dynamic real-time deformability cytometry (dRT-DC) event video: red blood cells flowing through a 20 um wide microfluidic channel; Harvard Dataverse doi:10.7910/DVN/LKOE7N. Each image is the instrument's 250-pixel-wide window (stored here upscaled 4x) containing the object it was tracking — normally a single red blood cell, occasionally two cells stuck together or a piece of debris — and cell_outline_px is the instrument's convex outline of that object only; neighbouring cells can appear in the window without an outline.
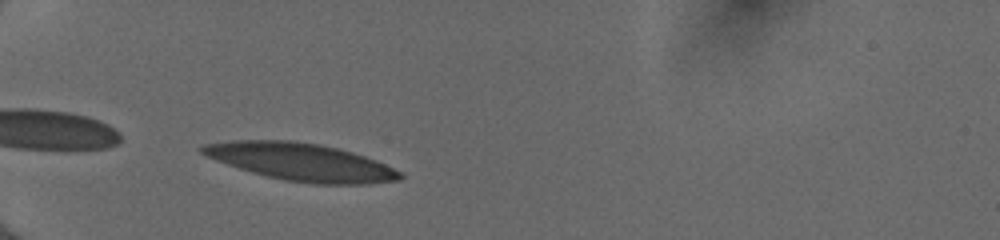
{"species": "human", "species_latin": "Homo sapiens", "temperature_condition": "cold", "stored_images_in_passage": 32, "camera_frame_rate_fps": 3000, "um_per_image_px": 0.085, "donor": {"sex": "female"}, "frame": {"image": 1, "passage_image": 1, "time_ms": 0.0, "image_size_px": [1000, 240], "cell_outline_px": [[404, 176], [400, 180], [372, 184], [312, 184], [284, 180], [252, 172], [216, 160], [200, 152], [196, 148], [204, 144], [232, 140], [288, 140], [316, 144], [336, 148], [352, 152], [376, 160], [400, 172]], "centroid_in_image_um": [25.58, 13.77], "position_along_channel_um": 59.4, "area_um2": 42.95}}
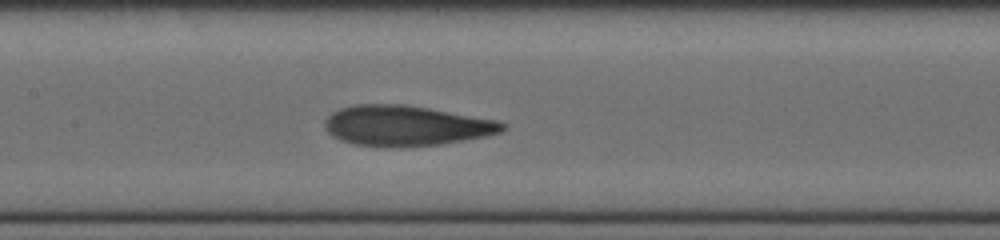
{"frame": {"image": 2, "passage_image": 11, "time_ms": 3.333, "image_size_px": [1000, 240], "cell_outline_px": [[508, 124], [500, 132], [484, 136], [464, 140], [440, 144], [404, 148], [388, 148], [356, 144], [340, 140], [332, 136], [324, 128], [324, 120], [332, 112], [340, 108], [356, 104], [404, 104], [428, 108], [496, 120]], "centroid_in_image_um": [34.46, 10.69], "position_along_channel_um": 172.9, "area_um2": 41.96}}
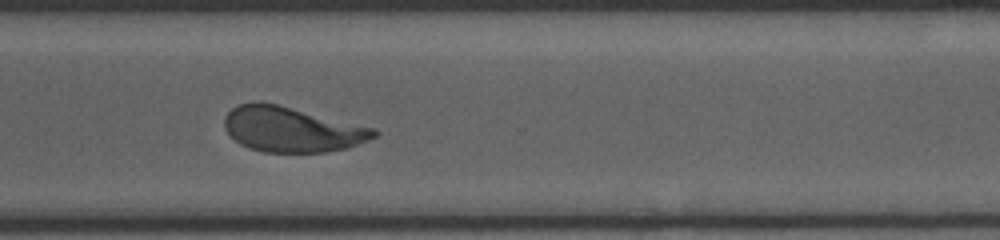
{"frame": {"image": 3, "passage_image": 24, "time_ms": 7.667, "image_size_px": [1000, 240], "cell_outline_px": [[380, 132], [376, 136], [368, 140], [344, 148], [324, 152], [264, 152], [248, 148], [240, 144], [224, 128], [224, 116], [236, 104], [252, 100], [260, 100], [280, 104], [376, 128]], "centroid_in_image_um": [24.77, 10.96], "position_along_channel_um": 345.8, "area_um2": 39.82}, "authors_computed_cell_mechanics": {"area_um2": 40.6045, "velocity_mm_per_s": 4.011, "shape_relaxation_time_tau1_ms": 4.0448, "shape_relaxation_time_tau2_ms": 1.4283, "deformation_change_tau1": 0.1811, "deformation_change_tau2": 0.0833}}